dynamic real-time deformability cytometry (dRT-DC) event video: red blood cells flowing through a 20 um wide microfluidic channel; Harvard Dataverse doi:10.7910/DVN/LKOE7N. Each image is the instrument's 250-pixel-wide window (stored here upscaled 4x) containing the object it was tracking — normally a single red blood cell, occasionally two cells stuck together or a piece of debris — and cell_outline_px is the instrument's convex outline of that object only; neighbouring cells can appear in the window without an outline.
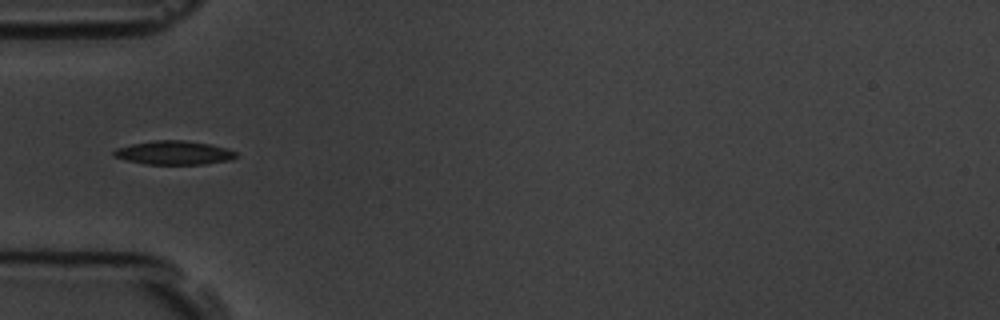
{"species": "common noctule bat (a hibernating species)", "species_latin": "Nyctalus noctula", "temperature_condition": "room temperature", "stored_images_in_passage": 9, "camera_frame_rate_fps": 3000, "um_per_image_px": 0.085, "animal": {"sex": "male", "body_mass_g": 19.5, "forearm_length_mm": 54.6}, "frame": {"image": 1, "passage_image": 6, "time_ms": 5.667, "image_size_px": [1000, 320], "cell_outline_px": [[236, 156], [232, 160], [204, 164], [144, 164], [112, 156], [112, 152], [116, 148], [132, 144], [156, 140], [184, 140], [208, 144], [228, 148], [236, 152]], "centroid_in_image_um": [14.79, 12.98], "position_along_channel_um": 70.2, "area_um2": 16.88}}
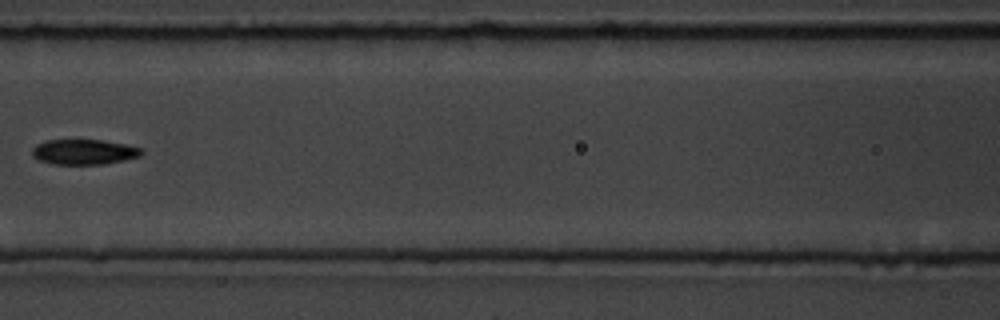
{"frame": {"image": 2, "passage_image": 8, "time_ms": 8.0, "image_size_px": [1000, 320], "cell_outline_px": [[144, 152], [140, 156], [124, 160], [104, 164], [56, 164], [40, 160], [32, 156], [32, 148], [36, 144], [48, 140], [104, 140], [128, 144], [140, 148]], "centroid_in_image_um": [7.16, 12.9], "position_along_channel_um": 159.4, "area_um2": 16.07}}
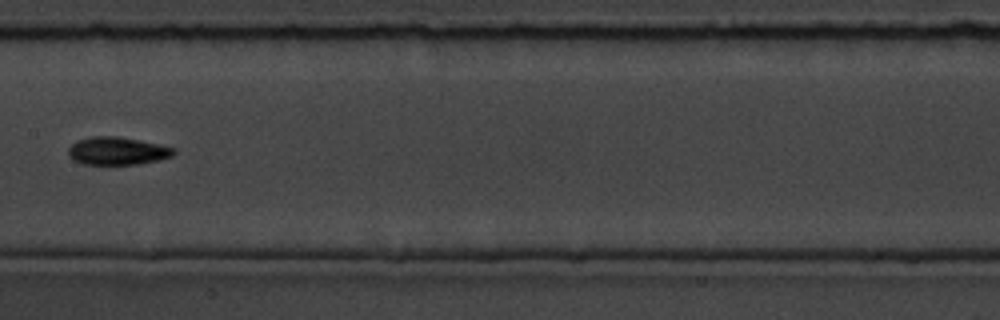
{"frame": {"image": 3, "passage_image": 9, "time_ms": 9.0, "image_size_px": [1000, 320], "cell_outline_px": [[176, 152], [172, 156], [160, 160], [136, 164], [84, 164], [72, 160], [68, 156], [68, 148], [76, 140], [92, 136], [116, 136], [176, 148]], "centroid_in_image_um": [9.93, 12.83], "position_along_channel_um": 197.5, "area_um2": 17.05}}